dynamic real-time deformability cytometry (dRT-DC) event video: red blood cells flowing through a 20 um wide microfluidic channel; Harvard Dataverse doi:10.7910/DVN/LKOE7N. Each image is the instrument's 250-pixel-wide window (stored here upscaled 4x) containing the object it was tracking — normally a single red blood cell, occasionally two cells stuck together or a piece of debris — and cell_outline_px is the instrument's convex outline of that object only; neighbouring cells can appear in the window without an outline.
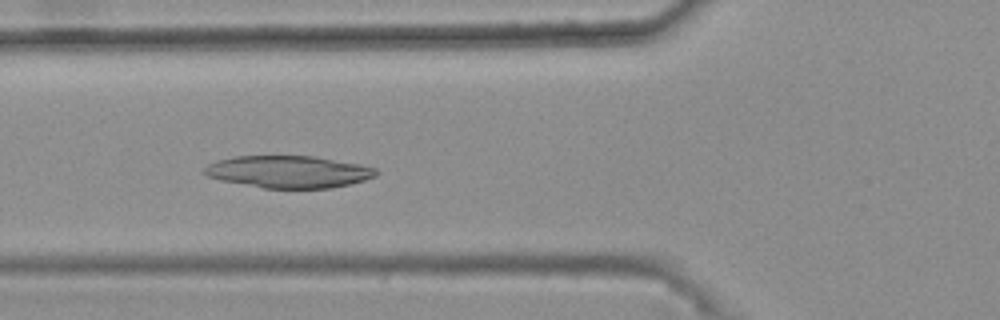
{"species": "common noctule bat (a hibernating species)", "species_latin": "Nyctalus noctula", "temperature_condition": "warm", "stored_images_in_passage": 32, "camera_frame_rate_fps": 3000, "um_per_image_px": 0.085, "animal": {"sex": "female", "body_mass_g": 25.1}, "frame": {"image": 1, "passage_image": 6, "time_ms": 1.667, "image_size_px": [1000, 320], "cell_outline_px": [[380, 172], [376, 176], [352, 184], [332, 188], [264, 188], [220, 180], [208, 176], [200, 172], [208, 164], [216, 160], [232, 156], [312, 156], [360, 164], [376, 168]], "centroid_in_image_um": [24.52, 14.6], "position_along_channel_um": 101.3, "area_um2": 32.37}}
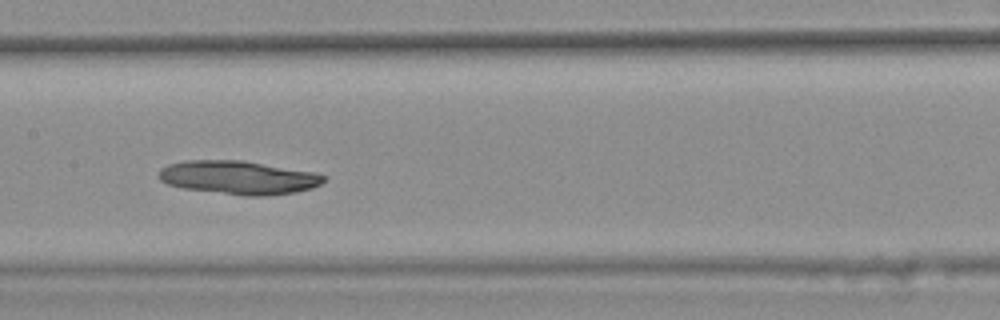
{"frame": {"image": 2, "passage_image": 13, "time_ms": 4.0, "image_size_px": [1000, 320], "cell_outline_px": [[328, 176], [320, 184], [312, 188], [296, 192], [264, 196], [244, 196], [184, 188], [168, 184], [160, 180], [160, 168], [168, 164], [184, 160], [244, 160], [316, 172]], "centroid_in_image_um": [20.31, 15.08], "position_along_channel_um": 187.1, "area_um2": 32.43}}
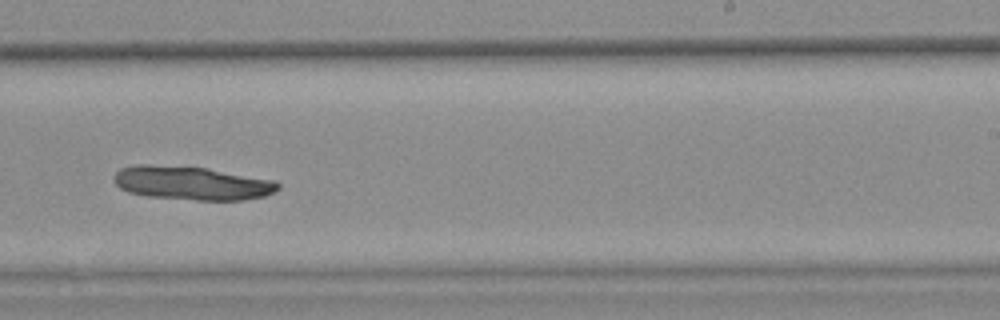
{"frame": {"image": 3, "passage_image": 20, "time_ms": 6.333, "image_size_px": [1000, 320], "cell_outline_px": [[280, 188], [264, 196], [244, 200], [196, 200], [148, 196], [128, 192], [120, 188], [112, 180], [112, 176], [120, 168], [136, 164], [148, 164], [208, 168], [276, 180], [280, 184]], "centroid_in_image_um": [16.29, 15.55], "position_along_channel_um": 272.7, "area_um2": 32.43}}